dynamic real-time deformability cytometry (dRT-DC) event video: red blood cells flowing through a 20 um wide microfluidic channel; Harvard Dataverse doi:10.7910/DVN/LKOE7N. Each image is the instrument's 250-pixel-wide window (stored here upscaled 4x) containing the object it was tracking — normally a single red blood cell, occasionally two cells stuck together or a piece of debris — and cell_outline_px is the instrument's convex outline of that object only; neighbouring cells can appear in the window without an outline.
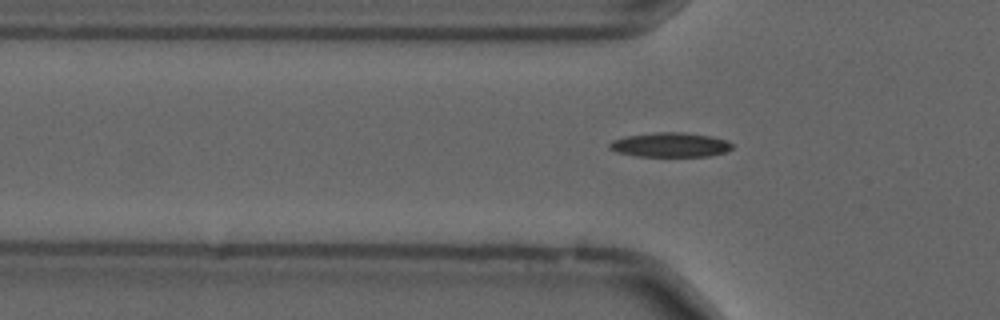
{"species": "common noctule bat (a hibernating species)", "species_latin": "Nyctalus noctula", "temperature_condition": "cold", "stored_images_in_passage": 49, "camera_frame_rate_fps": 3000, "um_per_image_px": 0.085, "animal": {"sex": "male", "forearm_length_mm": 52.5}, "frame": {"image": 1, "passage_image": 18, "time_ms": 5.667, "image_size_px": [1000, 320], "cell_outline_px": [[732, 148], [728, 152], [708, 156], [636, 156], [616, 152], [608, 148], [608, 144], [612, 140], [628, 136], [656, 132], [684, 132], [712, 136], [728, 140], [732, 144]], "centroid_in_image_um": [56.99, 12.31], "position_along_channel_um": 68.8, "area_um2": 17.63}}
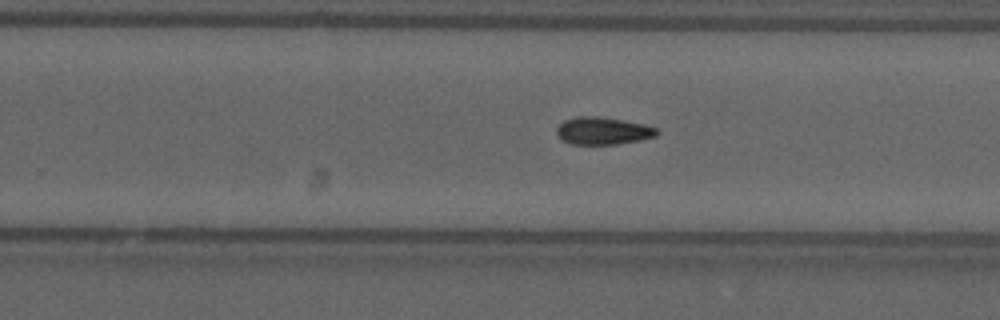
{"frame": {"image": 2, "passage_image": 35, "time_ms": 11.333, "image_size_px": [1000, 320], "cell_outline_px": [[660, 132], [656, 136], [640, 140], [616, 144], [572, 144], [560, 140], [556, 132], [556, 128], [564, 120], [576, 116], [596, 116], [644, 124], [656, 128]], "centroid_in_image_um": [51.22, 11.12], "position_along_channel_um": 278.6, "area_um2": 16.01}}
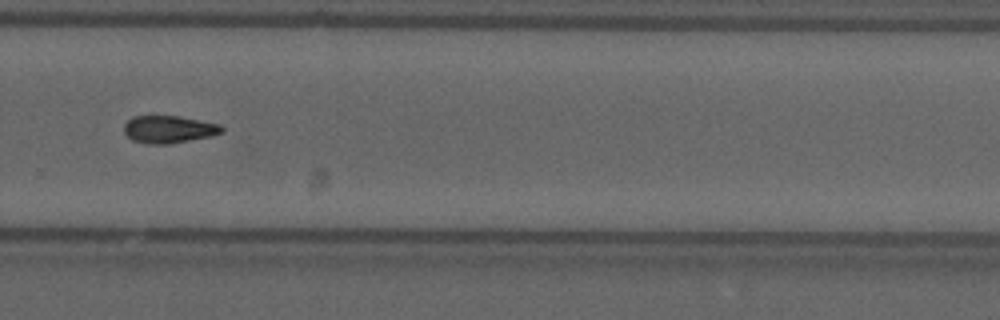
{"frame": {"image": 3, "passage_image": 38, "time_ms": 12.333, "image_size_px": [1000, 320], "cell_outline_px": [[224, 132], [212, 136], [168, 144], [148, 144], [132, 140], [124, 132], [124, 124], [132, 116], [180, 116], [220, 124], [224, 128]], "centroid_in_image_um": [14.36, 10.99], "position_along_channel_um": 315.4, "area_um2": 15.72}}